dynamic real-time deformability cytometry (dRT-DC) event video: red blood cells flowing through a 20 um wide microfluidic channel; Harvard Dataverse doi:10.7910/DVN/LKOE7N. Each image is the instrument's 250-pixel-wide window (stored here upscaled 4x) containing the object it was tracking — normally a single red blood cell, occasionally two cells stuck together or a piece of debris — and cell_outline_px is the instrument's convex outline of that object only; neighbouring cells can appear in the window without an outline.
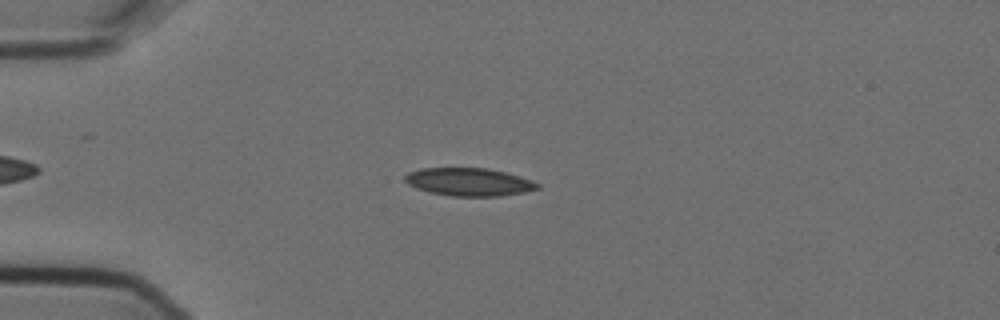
{"species": "Egyptian fruit bat (a non-hibernating species)", "species_latin": "Rousettus aegyptiacus", "temperature_condition": "cold", "stored_images_in_passage": 5, "camera_frame_rate_fps": 3000, "um_per_image_px": 0.085, "animal": {"sex": "female"}, "frame": {"image": 1, "passage_image": 4, "time_ms": 1.0, "image_size_px": [1000, 320], "cell_outline_px": [[540, 188], [524, 192], [500, 196], [452, 196], [428, 192], [416, 188], [408, 184], [404, 180], [404, 176], [408, 172], [420, 168], [488, 168], [520, 176], [532, 180], [540, 184]], "centroid_in_image_um": [39.85, 15.46], "position_along_channel_um": 45.1, "area_um2": 21.68}}